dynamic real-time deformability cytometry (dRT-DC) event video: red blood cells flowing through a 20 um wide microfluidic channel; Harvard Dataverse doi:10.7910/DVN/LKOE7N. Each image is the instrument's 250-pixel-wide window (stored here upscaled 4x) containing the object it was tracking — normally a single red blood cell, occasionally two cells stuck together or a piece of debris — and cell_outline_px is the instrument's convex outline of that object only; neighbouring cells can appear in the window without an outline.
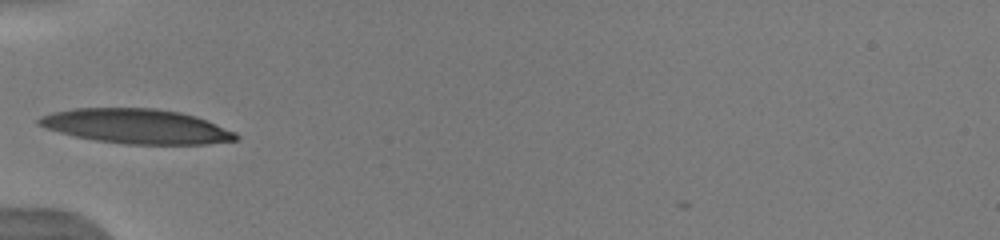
{"species": "human", "species_latin": "Homo sapiens", "temperature_condition": "warm", "stored_images_in_passage": 34, "camera_frame_rate_fps": 3000, "um_per_image_px": 0.085, "donor": {"sex": "male"}, "frame": {"image": 1, "passage_image": 1, "time_ms": 0.0, "image_size_px": [1000, 240], "cell_outline_px": [[240, 136], [236, 140], [208, 144], [128, 144], [96, 140], [76, 136], [60, 132], [36, 124], [36, 120], [40, 116], [52, 112], [72, 108], [156, 108], [180, 112], [196, 116], [236, 132]], "centroid_in_image_um": [11.61, 10.73], "position_along_channel_um": 73.4, "area_um2": 39.71}}
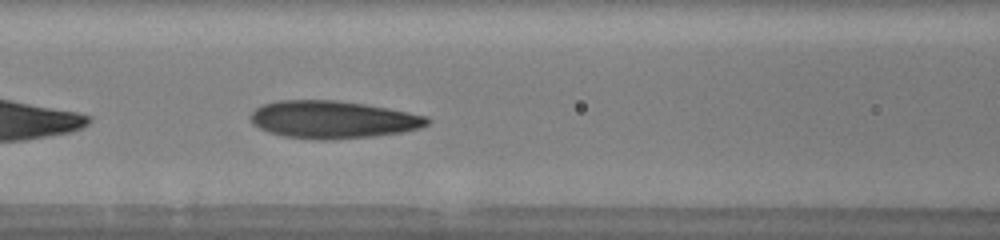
{"frame": {"image": 2, "passage_image": 6, "time_ms": 1.667, "image_size_px": [1000, 240], "cell_outline_px": [[432, 120], [428, 124], [420, 128], [404, 132], [376, 136], [332, 140], [316, 140], [284, 136], [268, 132], [252, 124], [248, 116], [256, 108], [264, 104], [276, 100], [336, 100], [364, 104], [388, 108], [428, 116]], "centroid_in_image_um": [28.29, 10.17], "position_along_channel_um": 138.3, "area_um2": 39.07}}
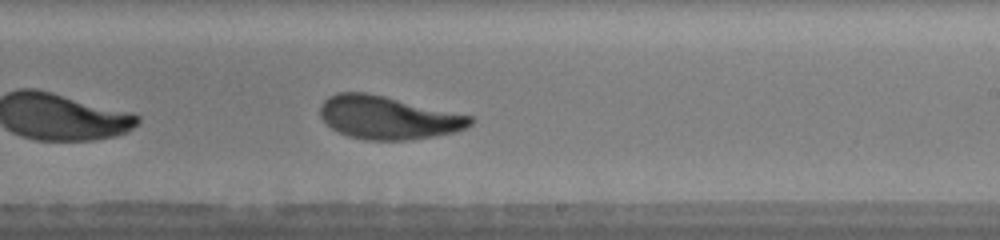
{"frame": {"image": 3, "passage_image": 15, "time_ms": 4.667, "image_size_px": [1000, 240], "cell_outline_px": [[476, 120], [472, 124], [456, 132], [412, 140], [364, 140], [348, 136], [332, 128], [320, 116], [320, 104], [328, 96], [336, 92], [364, 92], [384, 96], [472, 116]], "centroid_in_image_um": [32.98, 10.0], "position_along_channel_um": 256.0, "area_um2": 37.69}, "authors_computed_cell_mechanics": {"area_um2": 37.6856, "velocity_mm_per_s": 3.9329, "shape_relaxation_time_tau1_ms": 3.0289, "shape_relaxation_time_tau2_ms": 0.9463, "deformation_change_tau1": 0.1854, "deformation_change_tau2": 0.0815}}